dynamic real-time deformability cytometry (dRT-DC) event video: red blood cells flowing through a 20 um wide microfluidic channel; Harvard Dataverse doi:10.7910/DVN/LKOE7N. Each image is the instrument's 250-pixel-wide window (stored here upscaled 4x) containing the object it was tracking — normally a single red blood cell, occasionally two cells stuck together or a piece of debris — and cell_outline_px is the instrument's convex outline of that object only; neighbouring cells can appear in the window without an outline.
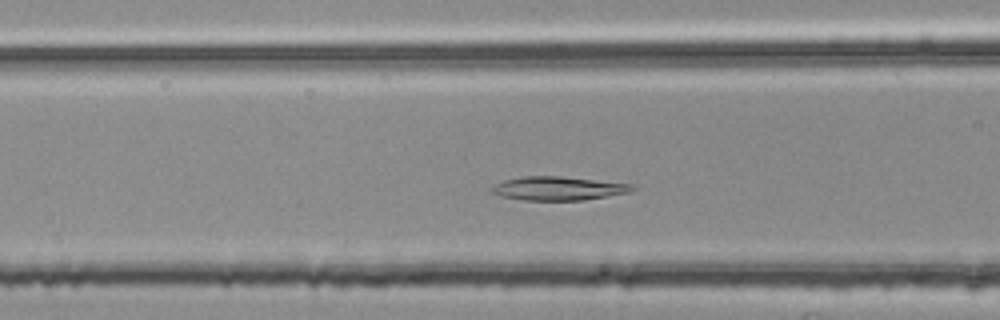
{"species": "common noctule bat (a hibernating species)", "species_latin": "Nyctalus noctula", "temperature_condition": "room temperature", "stored_images_in_passage": 44, "camera_frame_rate_fps": 3000, "um_per_image_px": 0.085, "animal": {"sex": "female", "body_mass_g": 25.1}, "frame": {"image": 1, "passage_image": 15, "time_ms": 4.667, "image_size_px": [1000, 320], "cell_outline_px": [[636, 188], [632, 192], [584, 200], [524, 200], [500, 196], [488, 192], [488, 188], [504, 180], [524, 176], [560, 176], [632, 184]], "centroid_in_image_um": [47.42, 16.02], "position_along_channel_um": 119.2, "area_um2": 19.54}}
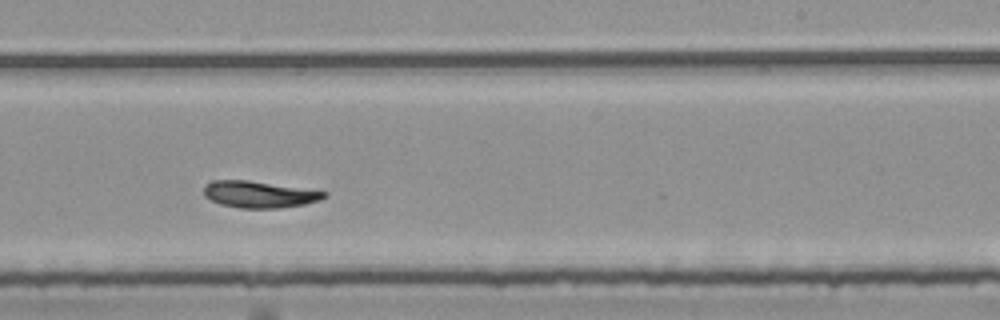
{"frame": {"image": 2, "passage_image": 27, "time_ms": 8.667, "image_size_px": [1000, 320], "cell_outline_px": [[328, 196], [320, 200], [304, 204], [280, 208], [240, 208], [220, 204], [204, 196], [204, 188], [212, 180], [248, 180], [328, 192]], "centroid_in_image_um": [22.05, 16.52], "position_along_channel_um": 267.0, "area_um2": 18.55}}
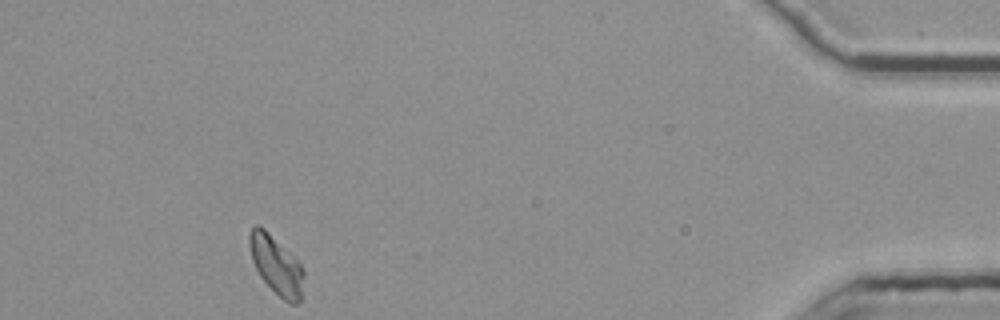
{"frame": {"image": 3, "passage_image": 44, "time_ms": 14.333, "image_size_px": [1000, 320], "cell_outline_px": [[304, 276], [300, 300], [296, 304], [292, 304], [284, 300], [260, 276], [252, 260], [248, 244], [248, 236], [252, 228], [256, 224], [264, 228], [304, 268]], "centroid_in_image_um": [23.47, 22.53], "position_along_channel_um": 411.7, "area_um2": 18.03}, "authors_computed_cell_mechanics": {"area_um2": 18.7561, "velocity_mm_per_s": 3.6997, "shape_relaxation_time_tau1_ms": null, "shape_relaxation_time_tau2_ms": 10.6357, "deformation_change_tau1": null, "deformation_change_tau2": 0.1043}}